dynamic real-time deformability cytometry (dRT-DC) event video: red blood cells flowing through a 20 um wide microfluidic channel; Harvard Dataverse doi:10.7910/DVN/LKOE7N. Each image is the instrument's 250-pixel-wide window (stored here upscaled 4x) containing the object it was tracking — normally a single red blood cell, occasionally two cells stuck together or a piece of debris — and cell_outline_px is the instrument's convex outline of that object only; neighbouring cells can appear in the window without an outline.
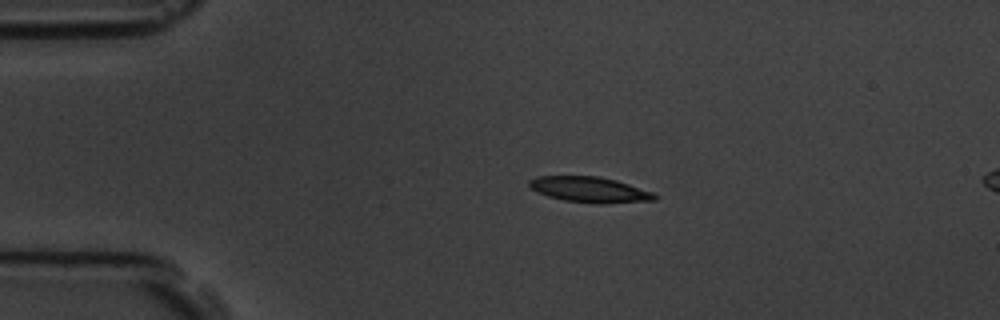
{"species": "common noctule bat (a hibernating species)", "species_latin": "Nyctalus noctula", "temperature_condition": "room temperature", "stored_images_in_passage": 3, "segment_of_instrument_passage": [1, 2], "camera_frame_rate_fps": 3000, "um_per_image_px": 0.085, "animal": {"sex": "male", "body_mass_g": 19.5, "forearm_length_mm": 54.6}, "frame": {"image": 1, "passage_image": 1, "time_ms": 0.0, "image_size_px": [1000, 320], "cell_outline_px": [[660, 196], [656, 200], [600, 204], [596, 204], [564, 200], [548, 196], [536, 192], [528, 184], [528, 180], [536, 176], [600, 176], [616, 180], [652, 192]], "centroid_in_image_um": [50.12, 16.12], "position_along_channel_um": 34.9, "area_um2": 18.79}}